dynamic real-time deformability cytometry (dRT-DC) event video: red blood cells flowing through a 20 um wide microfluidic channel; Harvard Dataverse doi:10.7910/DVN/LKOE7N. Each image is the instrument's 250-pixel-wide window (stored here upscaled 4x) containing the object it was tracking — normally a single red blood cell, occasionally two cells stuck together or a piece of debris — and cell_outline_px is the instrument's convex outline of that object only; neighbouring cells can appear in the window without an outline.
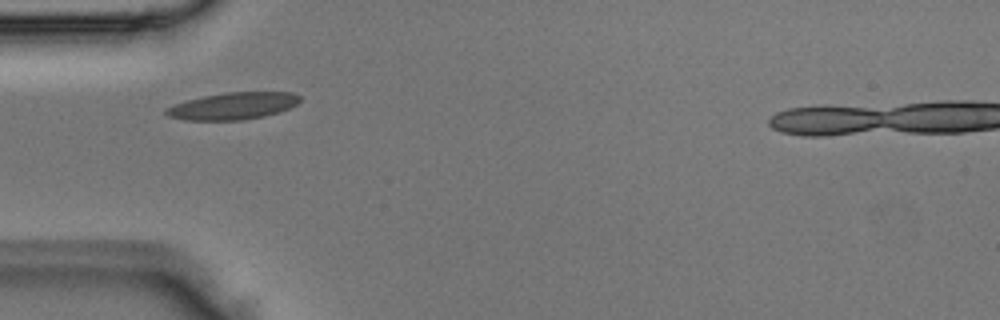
{"species": "Egyptian fruit bat (a non-hibernating species)", "species_latin": "Rousettus aegyptiacus", "temperature_condition": "room temperature", "stored_images_in_passage": 3, "camera_frame_rate_fps": 3000, "um_per_image_px": 0.085, "animal": {"sex": "male"}, "frame": {"image": 1, "passage_image": 2, "time_ms": 0.333, "image_size_px": [1000, 320], "cell_outline_px": [[300, 100], [296, 104], [288, 108], [264, 116], [240, 120], [188, 120], [168, 116], [164, 112], [164, 108], [188, 100], [204, 96], [228, 92], [292, 92], [300, 96]], "centroid_in_image_um": [19.79, 9.0], "position_along_channel_um": 65.2, "area_um2": 20.75}}
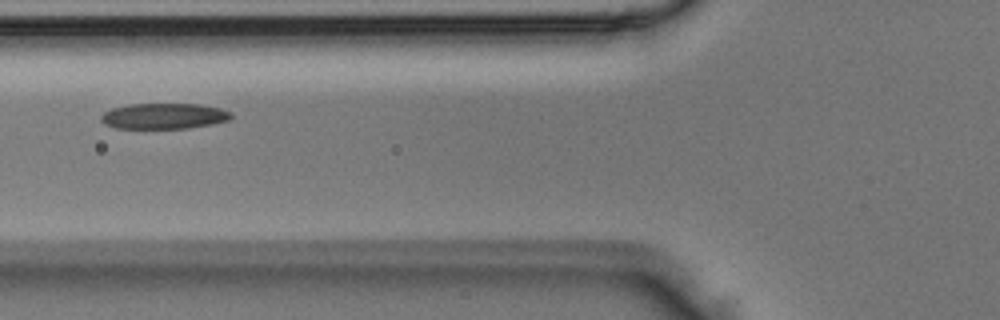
{"frame": {"image": 2, "passage_image": 3, "time_ms": 0.667, "image_size_px": [1000, 320], "cell_outline_px": [[232, 116], [228, 120], [212, 124], [188, 128], [116, 128], [104, 124], [100, 120], [100, 116], [104, 112], [112, 108], [128, 104], [200, 104], [220, 108], [232, 112]], "centroid_in_image_um": [13.92, 9.86], "position_along_channel_um": 111.9, "area_um2": 19.54}}